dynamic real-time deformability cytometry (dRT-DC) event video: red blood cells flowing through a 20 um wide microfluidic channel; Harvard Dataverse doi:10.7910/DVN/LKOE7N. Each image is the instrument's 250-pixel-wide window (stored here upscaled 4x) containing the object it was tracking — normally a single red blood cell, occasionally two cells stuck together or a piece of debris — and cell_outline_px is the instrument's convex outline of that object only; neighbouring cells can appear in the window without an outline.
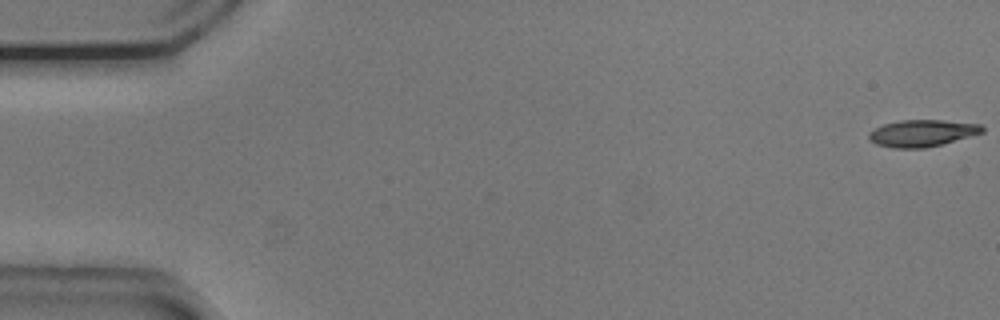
{"species": "common noctule bat (a hibernating species)", "species_latin": "Nyctalus noctula", "temperature_condition": "cold", "stored_images_in_passage": 13, "camera_frame_rate_fps": 3000, "um_per_image_px": 0.085, "animal": {"sex": "male", "body_mass_g": 20.5, "forearm_length_mm": 52.5}, "frame": {"image": 1, "passage_image": 1, "time_ms": 0.0, "image_size_px": [1000, 320], "cell_outline_px": [[984, 132], [940, 144], [924, 148], [892, 148], [876, 144], [868, 136], [868, 132], [884, 124], [900, 120], [944, 120], [980, 124], [984, 128]], "centroid_in_image_um": [78.37, 11.31], "position_along_channel_um": 6.6, "area_um2": 17.51}}